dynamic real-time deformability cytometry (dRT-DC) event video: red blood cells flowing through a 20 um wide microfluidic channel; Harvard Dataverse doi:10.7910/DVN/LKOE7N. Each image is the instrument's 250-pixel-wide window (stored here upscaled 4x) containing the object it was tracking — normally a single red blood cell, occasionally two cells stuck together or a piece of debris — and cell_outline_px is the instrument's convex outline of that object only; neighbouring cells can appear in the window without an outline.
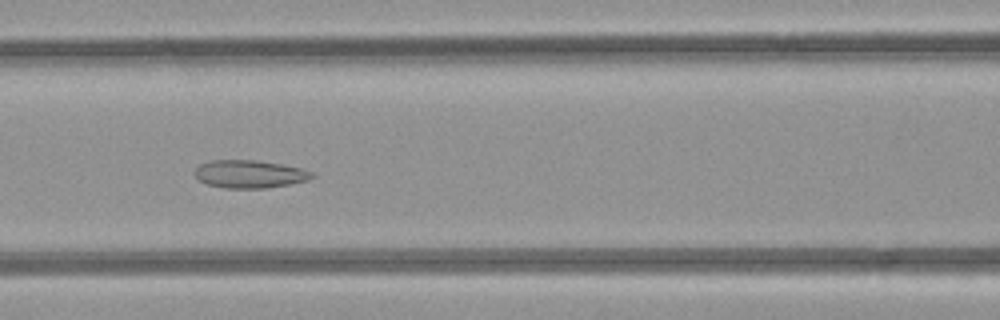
{"species": "common noctule bat (a hibernating species)", "species_latin": "Nyctalus noctula", "temperature_condition": "room temperature", "stored_images_in_passage": 50, "camera_frame_rate_fps": 3000, "um_per_image_px": 0.085, "animal": {"sex": "female", "body_mass_g": 21.9}, "frame": {"image": 1, "passage_image": 22, "time_ms": 7.0, "image_size_px": [1000, 320], "cell_outline_px": [[316, 176], [308, 180], [292, 184], [268, 188], [224, 188], [208, 184], [200, 180], [196, 176], [196, 168], [200, 164], [212, 160], [256, 160], [284, 164], [300, 168], [312, 172]], "centroid_in_image_um": [21.27, 14.79], "position_along_channel_um": 145.3, "area_um2": 19.07}}
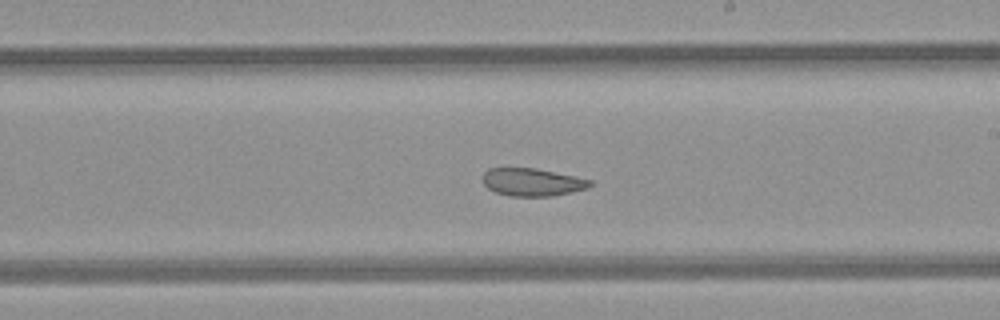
{"frame": {"image": 2, "passage_image": 29, "time_ms": 9.333, "image_size_px": [1000, 320], "cell_outline_px": [[592, 184], [588, 188], [552, 196], [508, 196], [496, 192], [488, 188], [484, 184], [484, 172], [488, 168], [536, 168], [592, 180]], "centroid_in_image_um": [45.24, 15.48], "position_along_channel_um": 243.8, "area_um2": 17.22}}
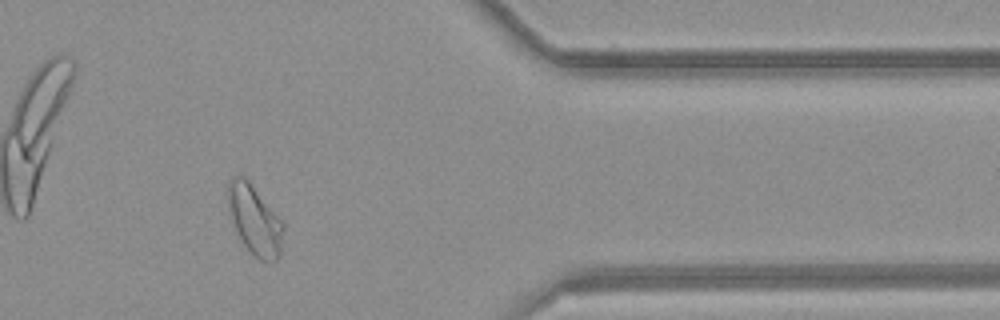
{"frame": {"image": 3, "passage_image": 41, "time_ms": 13.333, "image_size_px": [1000, 320], "cell_outline_px": [[284, 228], [280, 256], [276, 260], [260, 260], [244, 244], [236, 232], [228, 208], [228, 184], [232, 176], [244, 176], [248, 180], [284, 224]], "centroid_in_image_um": [21.64, 18.69], "position_along_channel_um": 389.8, "area_um2": 21.96}, "authors_computed_cell_mechanics": {"area_um2": 23.1778, "velocity_mm_per_s": 4.2244, "shape_relaxation_time_tau1_ms": null, "shape_relaxation_time_tau2_ms": 2.2674, "deformation_change_tau1": null, "deformation_change_tau2": 0.0924}}